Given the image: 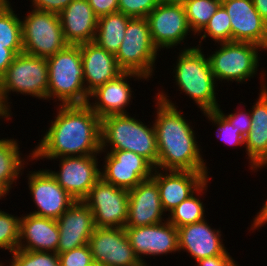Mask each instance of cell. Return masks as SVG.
<instances>
[{
    "instance_id": "7c38bea8",
    "label": "cell",
    "mask_w": 267,
    "mask_h": 266,
    "mask_svg": "<svg viewBox=\"0 0 267 266\" xmlns=\"http://www.w3.org/2000/svg\"><path fill=\"white\" fill-rule=\"evenodd\" d=\"M102 153L105 164L100 168L101 178L116 187L130 190L153 175L155 167L132 151L101 150Z\"/></svg>"
},
{
    "instance_id": "816d5d0a",
    "label": "cell",
    "mask_w": 267,
    "mask_h": 266,
    "mask_svg": "<svg viewBox=\"0 0 267 266\" xmlns=\"http://www.w3.org/2000/svg\"><path fill=\"white\" fill-rule=\"evenodd\" d=\"M90 266H98L96 263H93L92 265H90Z\"/></svg>"
},
{
    "instance_id": "3957f363",
    "label": "cell",
    "mask_w": 267,
    "mask_h": 266,
    "mask_svg": "<svg viewBox=\"0 0 267 266\" xmlns=\"http://www.w3.org/2000/svg\"><path fill=\"white\" fill-rule=\"evenodd\" d=\"M178 53L172 76L180 93L193 100L202 114L217 110L220 106L216 98L218 86L212 74L208 54L206 57L202 47L196 46L181 49Z\"/></svg>"
},
{
    "instance_id": "484cf974",
    "label": "cell",
    "mask_w": 267,
    "mask_h": 266,
    "mask_svg": "<svg viewBox=\"0 0 267 266\" xmlns=\"http://www.w3.org/2000/svg\"><path fill=\"white\" fill-rule=\"evenodd\" d=\"M58 243L59 229L55 219L30 213L21 215L18 249L57 253Z\"/></svg>"
},
{
    "instance_id": "8d00e7d4",
    "label": "cell",
    "mask_w": 267,
    "mask_h": 266,
    "mask_svg": "<svg viewBox=\"0 0 267 266\" xmlns=\"http://www.w3.org/2000/svg\"><path fill=\"white\" fill-rule=\"evenodd\" d=\"M58 255L60 266H90L94 263L88 244Z\"/></svg>"
},
{
    "instance_id": "6da1fadb",
    "label": "cell",
    "mask_w": 267,
    "mask_h": 266,
    "mask_svg": "<svg viewBox=\"0 0 267 266\" xmlns=\"http://www.w3.org/2000/svg\"><path fill=\"white\" fill-rule=\"evenodd\" d=\"M57 116L32 150V160L99 155L101 119L87 105H56Z\"/></svg>"
},
{
    "instance_id": "4dcf8cb0",
    "label": "cell",
    "mask_w": 267,
    "mask_h": 266,
    "mask_svg": "<svg viewBox=\"0 0 267 266\" xmlns=\"http://www.w3.org/2000/svg\"><path fill=\"white\" fill-rule=\"evenodd\" d=\"M200 37L199 44L196 47H200L202 42L206 38H210L216 43H224L232 41V28L229 15L225 8L220 5L214 15L210 18L205 27L197 34Z\"/></svg>"
},
{
    "instance_id": "83f0119b",
    "label": "cell",
    "mask_w": 267,
    "mask_h": 266,
    "mask_svg": "<svg viewBox=\"0 0 267 266\" xmlns=\"http://www.w3.org/2000/svg\"><path fill=\"white\" fill-rule=\"evenodd\" d=\"M130 19L131 17L121 12L99 17L94 42L106 51L116 54Z\"/></svg>"
},
{
    "instance_id": "f1b7e54d",
    "label": "cell",
    "mask_w": 267,
    "mask_h": 266,
    "mask_svg": "<svg viewBox=\"0 0 267 266\" xmlns=\"http://www.w3.org/2000/svg\"><path fill=\"white\" fill-rule=\"evenodd\" d=\"M210 179L212 178L209 177L192 195L182 201L167 215V220L176 228L206 219V207L204 206L206 204H203L201 197H204L203 194L207 193Z\"/></svg>"
},
{
    "instance_id": "4fadbf2b",
    "label": "cell",
    "mask_w": 267,
    "mask_h": 266,
    "mask_svg": "<svg viewBox=\"0 0 267 266\" xmlns=\"http://www.w3.org/2000/svg\"><path fill=\"white\" fill-rule=\"evenodd\" d=\"M100 155L71 156L50 159L59 161V171L46 168L58 184L75 200H83L101 178Z\"/></svg>"
},
{
    "instance_id": "7a4b0ae2",
    "label": "cell",
    "mask_w": 267,
    "mask_h": 266,
    "mask_svg": "<svg viewBox=\"0 0 267 266\" xmlns=\"http://www.w3.org/2000/svg\"><path fill=\"white\" fill-rule=\"evenodd\" d=\"M156 113L152 121L157 140L158 163L155 168L192 172H208L192 122L164 90L156 93ZM191 123V124H190ZM201 151V152H200ZM205 161V162H204Z\"/></svg>"
},
{
    "instance_id": "f546056e",
    "label": "cell",
    "mask_w": 267,
    "mask_h": 266,
    "mask_svg": "<svg viewBox=\"0 0 267 266\" xmlns=\"http://www.w3.org/2000/svg\"><path fill=\"white\" fill-rule=\"evenodd\" d=\"M11 2H0V46L16 55L23 52L21 17L13 10Z\"/></svg>"
},
{
    "instance_id": "7dc6e473",
    "label": "cell",
    "mask_w": 267,
    "mask_h": 266,
    "mask_svg": "<svg viewBox=\"0 0 267 266\" xmlns=\"http://www.w3.org/2000/svg\"><path fill=\"white\" fill-rule=\"evenodd\" d=\"M6 195L0 190V200L5 199Z\"/></svg>"
},
{
    "instance_id": "5b68a950",
    "label": "cell",
    "mask_w": 267,
    "mask_h": 266,
    "mask_svg": "<svg viewBox=\"0 0 267 266\" xmlns=\"http://www.w3.org/2000/svg\"><path fill=\"white\" fill-rule=\"evenodd\" d=\"M100 136L101 150L132 151L157 166L158 149L153 124L150 126L129 114L111 115L101 119Z\"/></svg>"
},
{
    "instance_id": "d6a6232c",
    "label": "cell",
    "mask_w": 267,
    "mask_h": 266,
    "mask_svg": "<svg viewBox=\"0 0 267 266\" xmlns=\"http://www.w3.org/2000/svg\"><path fill=\"white\" fill-rule=\"evenodd\" d=\"M11 254L9 266H60V258L56 252L16 249Z\"/></svg>"
},
{
    "instance_id": "1f68e13d",
    "label": "cell",
    "mask_w": 267,
    "mask_h": 266,
    "mask_svg": "<svg viewBox=\"0 0 267 266\" xmlns=\"http://www.w3.org/2000/svg\"><path fill=\"white\" fill-rule=\"evenodd\" d=\"M188 24L197 35L221 5V0H184Z\"/></svg>"
},
{
    "instance_id": "d6986e66",
    "label": "cell",
    "mask_w": 267,
    "mask_h": 266,
    "mask_svg": "<svg viewBox=\"0 0 267 266\" xmlns=\"http://www.w3.org/2000/svg\"><path fill=\"white\" fill-rule=\"evenodd\" d=\"M232 28V41L259 45L267 52V22L256 11L252 0H221Z\"/></svg>"
},
{
    "instance_id": "d590c367",
    "label": "cell",
    "mask_w": 267,
    "mask_h": 266,
    "mask_svg": "<svg viewBox=\"0 0 267 266\" xmlns=\"http://www.w3.org/2000/svg\"><path fill=\"white\" fill-rule=\"evenodd\" d=\"M159 3V0H118V12L131 18H146Z\"/></svg>"
},
{
    "instance_id": "2e32d148",
    "label": "cell",
    "mask_w": 267,
    "mask_h": 266,
    "mask_svg": "<svg viewBox=\"0 0 267 266\" xmlns=\"http://www.w3.org/2000/svg\"><path fill=\"white\" fill-rule=\"evenodd\" d=\"M124 229L135 255L141 262H146V256L179 253L178 231L168 220L159 224Z\"/></svg>"
},
{
    "instance_id": "8fae6325",
    "label": "cell",
    "mask_w": 267,
    "mask_h": 266,
    "mask_svg": "<svg viewBox=\"0 0 267 266\" xmlns=\"http://www.w3.org/2000/svg\"><path fill=\"white\" fill-rule=\"evenodd\" d=\"M82 201L93 213L96 227H125L128 219V190L100 178Z\"/></svg>"
},
{
    "instance_id": "b9f144b4",
    "label": "cell",
    "mask_w": 267,
    "mask_h": 266,
    "mask_svg": "<svg viewBox=\"0 0 267 266\" xmlns=\"http://www.w3.org/2000/svg\"><path fill=\"white\" fill-rule=\"evenodd\" d=\"M16 56L12 50L0 46V79L5 75L7 68Z\"/></svg>"
},
{
    "instance_id": "681fc988",
    "label": "cell",
    "mask_w": 267,
    "mask_h": 266,
    "mask_svg": "<svg viewBox=\"0 0 267 266\" xmlns=\"http://www.w3.org/2000/svg\"><path fill=\"white\" fill-rule=\"evenodd\" d=\"M0 261H1V262H0V266H6V265L4 264L5 262L2 263V260H0ZM7 266H9V265H7Z\"/></svg>"
},
{
    "instance_id": "74e56055",
    "label": "cell",
    "mask_w": 267,
    "mask_h": 266,
    "mask_svg": "<svg viewBox=\"0 0 267 266\" xmlns=\"http://www.w3.org/2000/svg\"><path fill=\"white\" fill-rule=\"evenodd\" d=\"M220 108L221 107L219 106L217 110L233 125V127L240 130V134L245 137L250 132L251 114L249 109L246 110V108H244L243 111L237 107V111H235V113L231 112L230 114H225Z\"/></svg>"
},
{
    "instance_id": "ac0fdd59",
    "label": "cell",
    "mask_w": 267,
    "mask_h": 266,
    "mask_svg": "<svg viewBox=\"0 0 267 266\" xmlns=\"http://www.w3.org/2000/svg\"><path fill=\"white\" fill-rule=\"evenodd\" d=\"M260 72L261 88L256 103L250 108L251 129L244 138L246 159H249V170L253 173L267 167V71Z\"/></svg>"
},
{
    "instance_id": "f907efd6",
    "label": "cell",
    "mask_w": 267,
    "mask_h": 266,
    "mask_svg": "<svg viewBox=\"0 0 267 266\" xmlns=\"http://www.w3.org/2000/svg\"><path fill=\"white\" fill-rule=\"evenodd\" d=\"M0 2H9V0H0Z\"/></svg>"
},
{
    "instance_id": "60d3db41",
    "label": "cell",
    "mask_w": 267,
    "mask_h": 266,
    "mask_svg": "<svg viewBox=\"0 0 267 266\" xmlns=\"http://www.w3.org/2000/svg\"><path fill=\"white\" fill-rule=\"evenodd\" d=\"M196 266H240L231 255H217L200 259Z\"/></svg>"
},
{
    "instance_id": "44dd1931",
    "label": "cell",
    "mask_w": 267,
    "mask_h": 266,
    "mask_svg": "<svg viewBox=\"0 0 267 266\" xmlns=\"http://www.w3.org/2000/svg\"><path fill=\"white\" fill-rule=\"evenodd\" d=\"M177 231L179 252L189 253L196 262L217 255H230L220 228H212L206 219L177 228Z\"/></svg>"
},
{
    "instance_id": "c3c4849f",
    "label": "cell",
    "mask_w": 267,
    "mask_h": 266,
    "mask_svg": "<svg viewBox=\"0 0 267 266\" xmlns=\"http://www.w3.org/2000/svg\"><path fill=\"white\" fill-rule=\"evenodd\" d=\"M136 266H149L148 264H147V262H140L138 265H136Z\"/></svg>"
},
{
    "instance_id": "f6af8a7d",
    "label": "cell",
    "mask_w": 267,
    "mask_h": 266,
    "mask_svg": "<svg viewBox=\"0 0 267 266\" xmlns=\"http://www.w3.org/2000/svg\"><path fill=\"white\" fill-rule=\"evenodd\" d=\"M12 116H13V115H10V114L5 110L4 105H3L2 101H1V98H0V119H2L1 121L3 122V120L5 121V119H6L7 122H8L9 120H11V117H12Z\"/></svg>"
},
{
    "instance_id": "ffe728a7",
    "label": "cell",
    "mask_w": 267,
    "mask_h": 266,
    "mask_svg": "<svg viewBox=\"0 0 267 266\" xmlns=\"http://www.w3.org/2000/svg\"><path fill=\"white\" fill-rule=\"evenodd\" d=\"M209 172L154 169L152 179L159 188L164 212L168 214L192 195L210 176Z\"/></svg>"
},
{
    "instance_id": "e575fe53",
    "label": "cell",
    "mask_w": 267,
    "mask_h": 266,
    "mask_svg": "<svg viewBox=\"0 0 267 266\" xmlns=\"http://www.w3.org/2000/svg\"><path fill=\"white\" fill-rule=\"evenodd\" d=\"M203 115L217 127V138L228 144L227 146L244 147L245 137L218 110L205 112Z\"/></svg>"
},
{
    "instance_id": "ee69618b",
    "label": "cell",
    "mask_w": 267,
    "mask_h": 266,
    "mask_svg": "<svg viewBox=\"0 0 267 266\" xmlns=\"http://www.w3.org/2000/svg\"><path fill=\"white\" fill-rule=\"evenodd\" d=\"M256 11L267 22V0H252Z\"/></svg>"
},
{
    "instance_id": "7bdbcfd3",
    "label": "cell",
    "mask_w": 267,
    "mask_h": 266,
    "mask_svg": "<svg viewBox=\"0 0 267 266\" xmlns=\"http://www.w3.org/2000/svg\"><path fill=\"white\" fill-rule=\"evenodd\" d=\"M267 224V199L264 201L262 207L257 212V215L254 216L253 222H251L250 230L253 232L255 230L261 229L264 225Z\"/></svg>"
},
{
    "instance_id": "603a6c76",
    "label": "cell",
    "mask_w": 267,
    "mask_h": 266,
    "mask_svg": "<svg viewBox=\"0 0 267 266\" xmlns=\"http://www.w3.org/2000/svg\"><path fill=\"white\" fill-rule=\"evenodd\" d=\"M56 221L59 229L58 254L88 244L96 228L93 213L81 200H75Z\"/></svg>"
},
{
    "instance_id": "e0dca14e",
    "label": "cell",
    "mask_w": 267,
    "mask_h": 266,
    "mask_svg": "<svg viewBox=\"0 0 267 266\" xmlns=\"http://www.w3.org/2000/svg\"><path fill=\"white\" fill-rule=\"evenodd\" d=\"M145 81L147 78L141 74L123 71L114 79L97 87L89 94L87 105L100 117V119L120 114H130L126 107H130L133 99V90L129 81ZM92 98V101H91Z\"/></svg>"
},
{
    "instance_id": "bcb514c9",
    "label": "cell",
    "mask_w": 267,
    "mask_h": 266,
    "mask_svg": "<svg viewBox=\"0 0 267 266\" xmlns=\"http://www.w3.org/2000/svg\"><path fill=\"white\" fill-rule=\"evenodd\" d=\"M184 0H159L161 3H183Z\"/></svg>"
},
{
    "instance_id": "ab89813d",
    "label": "cell",
    "mask_w": 267,
    "mask_h": 266,
    "mask_svg": "<svg viewBox=\"0 0 267 266\" xmlns=\"http://www.w3.org/2000/svg\"><path fill=\"white\" fill-rule=\"evenodd\" d=\"M99 18L101 16L118 12V0H87Z\"/></svg>"
},
{
    "instance_id": "4316f807",
    "label": "cell",
    "mask_w": 267,
    "mask_h": 266,
    "mask_svg": "<svg viewBox=\"0 0 267 266\" xmlns=\"http://www.w3.org/2000/svg\"><path fill=\"white\" fill-rule=\"evenodd\" d=\"M12 138H0V190L7 196L24 173V167L32 160V150L25 158L20 151L19 141ZM27 160V161H26ZM26 161V162H25ZM27 163V164H26ZM26 165V166H24ZM22 170V171H21Z\"/></svg>"
},
{
    "instance_id": "30bf717a",
    "label": "cell",
    "mask_w": 267,
    "mask_h": 266,
    "mask_svg": "<svg viewBox=\"0 0 267 266\" xmlns=\"http://www.w3.org/2000/svg\"><path fill=\"white\" fill-rule=\"evenodd\" d=\"M154 45L159 51L173 49L179 44L189 49L188 35H194L186 16L183 3H159L158 6L146 17ZM186 41V43H185ZM185 43L188 45L186 47Z\"/></svg>"
},
{
    "instance_id": "ba28073f",
    "label": "cell",
    "mask_w": 267,
    "mask_h": 266,
    "mask_svg": "<svg viewBox=\"0 0 267 266\" xmlns=\"http://www.w3.org/2000/svg\"><path fill=\"white\" fill-rule=\"evenodd\" d=\"M158 52L151 38L147 18H131L115 54L119 67L123 71L141 74L148 81L155 75V62L160 57Z\"/></svg>"
},
{
    "instance_id": "d4e9b609",
    "label": "cell",
    "mask_w": 267,
    "mask_h": 266,
    "mask_svg": "<svg viewBox=\"0 0 267 266\" xmlns=\"http://www.w3.org/2000/svg\"><path fill=\"white\" fill-rule=\"evenodd\" d=\"M59 17L68 44L94 42L98 17L87 0H73L59 13Z\"/></svg>"
},
{
    "instance_id": "5bb4252c",
    "label": "cell",
    "mask_w": 267,
    "mask_h": 266,
    "mask_svg": "<svg viewBox=\"0 0 267 266\" xmlns=\"http://www.w3.org/2000/svg\"><path fill=\"white\" fill-rule=\"evenodd\" d=\"M28 172L25 177L36 208L29 213L57 220L75 199L58 184L46 168Z\"/></svg>"
},
{
    "instance_id": "cb8c5ba5",
    "label": "cell",
    "mask_w": 267,
    "mask_h": 266,
    "mask_svg": "<svg viewBox=\"0 0 267 266\" xmlns=\"http://www.w3.org/2000/svg\"><path fill=\"white\" fill-rule=\"evenodd\" d=\"M80 50L84 83L88 94L123 72L115 54L99 47L95 42L80 44Z\"/></svg>"
},
{
    "instance_id": "9a60e30c",
    "label": "cell",
    "mask_w": 267,
    "mask_h": 266,
    "mask_svg": "<svg viewBox=\"0 0 267 266\" xmlns=\"http://www.w3.org/2000/svg\"><path fill=\"white\" fill-rule=\"evenodd\" d=\"M88 246L98 266H136L141 262L124 228L96 227Z\"/></svg>"
},
{
    "instance_id": "836d02e7",
    "label": "cell",
    "mask_w": 267,
    "mask_h": 266,
    "mask_svg": "<svg viewBox=\"0 0 267 266\" xmlns=\"http://www.w3.org/2000/svg\"><path fill=\"white\" fill-rule=\"evenodd\" d=\"M20 216L12 215L0 209V250L13 253L18 249Z\"/></svg>"
},
{
    "instance_id": "f35d334b",
    "label": "cell",
    "mask_w": 267,
    "mask_h": 266,
    "mask_svg": "<svg viewBox=\"0 0 267 266\" xmlns=\"http://www.w3.org/2000/svg\"><path fill=\"white\" fill-rule=\"evenodd\" d=\"M73 0H30L31 9L59 14Z\"/></svg>"
},
{
    "instance_id": "52a82bcc",
    "label": "cell",
    "mask_w": 267,
    "mask_h": 266,
    "mask_svg": "<svg viewBox=\"0 0 267 266\" xmlns=\"http://www.w3.org/2000/svg\"><path fill=\"white\" fill-rule=\"evenodd\" d=\"M219 45V47H218ZM216 51L207 53L212 74L218 85L222 82L244 84L256 77L259 70L260 52L264 51L259 45L249 42L229 41L218 43Z\"/></svg>"
},
{
    "instance_id": "277c9868",
    "label": "cell",
    "mask_w": 267,
    "mask_h": 266,
    "mask_svg": "<svg viewBox=\"0 0 267 266\" xmlns=\"http://www.w3.org/2000/svg\"><path fill=\"white\" fill-rule=\"evenodd\" d=\"M47 100L57 105H84L89 100L83 75L79 45L68 44L55 55L47 58Z\"/></svg>"
},
{
    "instance_id": "8992f818",
    "label": "cell",
    "mask_w": 267,
    "mask_h": 266,
    "mask_svg": "<svg viewBox=\"0 0 267 266\" xmlns=\"http://www.w3.org/2000/svg\"><path fill=\"white\" fill-rule=\"evenodd\" d=\"M47 59L24 52L17 54L5 75L0 79V98L5 110L12 115L11 93L47 101ZM10 94V95H9ZM10 96V97H9Z\"/></svg>"
},
{
    "instance_id": "7402d4cb",
    "label": "cell",
    "mask_w": 267,
    "mask_h": 266,
    "mask_svg": "<svg viewBox=\"0 0 267 266\" xmlns=\"http://www.w3.org/2000/svg\"><path fill=\"white\" fill-rule=\"evenodd\" d=\"M128 219L125 227H142L167 220L157 183L152 179L140 182L128 190ZM164 218V219H163Z\"/></svg>"
},
{
    "instance_id": "9c48e42d",
    "label": "cell",
    "mask_w": 267,
    "mask_h": 266,
    "mask_svg": "<svg viewBox=\"0 0 267 266\" xmlns=\"http://www.w3.org/2000/svg\"><path fill=\"white\" fill-rule=\"evenodd\" d=\"M21 19L23 52L40 58H49L64 49L59 14L31 9Z\"/></svg>"
}]
</instances>
